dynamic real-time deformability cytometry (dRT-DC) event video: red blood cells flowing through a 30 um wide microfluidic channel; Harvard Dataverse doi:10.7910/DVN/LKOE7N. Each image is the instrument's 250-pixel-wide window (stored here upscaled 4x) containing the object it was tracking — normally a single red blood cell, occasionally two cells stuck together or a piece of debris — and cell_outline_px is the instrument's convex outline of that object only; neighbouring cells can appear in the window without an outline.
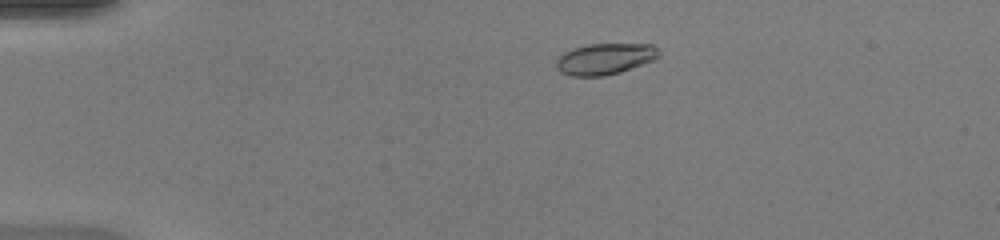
{"species": "common noctule bat (a hibernating species)", "species_latin": "Nyctalus noctula", "temperature_condition": "warm", "stored_images_in_passage": 45, "camera_frame_rate_fps": 3000, "um_per_image_px": 0.085, "animal": {"sex": "female", "body_mass_g": 20.0, "forearm_length_mm": 54.0}, "frame": {"image": 1, "passage_image": 6, "time_ms": 1.667, "image_size_px": [1000, 240], "cell_outline_px": [[660, 56], [652, 60], [620, 72], [604, 76], [572, 76], [560, 72], [556, 68], [556, 60], [564, 52], [572, 48], [588, 44], [652, 44], [660, 52]], "centroid_in_image_um": [51.39, 5.0], "position_along_channel_um": 33.6, "area_um2": 18.61}}
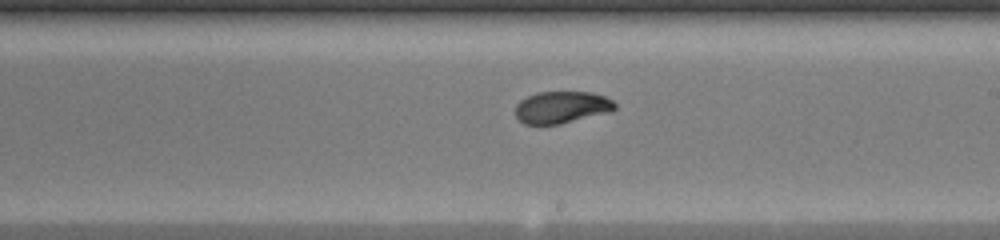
{"frame": {"image": 2, "passage_image": 25, "time_ms": 8.0, "image_size_px": [1000, 240], "cell_outline_px": [[616, 108], [612, 112], [560, 124], [524, 124], [516, 116], [516, 104], [520, 100], [536, 92], [588, 92], [604, 96], [612, 100], [616, 104]], "centroid_in_image_um": [47.76, 9.12], "position_along_channel_um": 241.2, "area_um2": 18.61}}
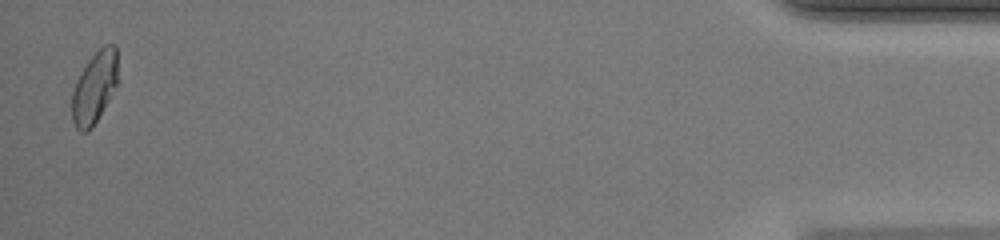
{"frame": {"image": 3, "passage_image": 44, "time_ms": 14.333, "image_size_px": [1000, 240], "cell_outline_px": [[120, 80], [92, 128], [88, 132], [80, 132], [76, 128], [72, 120], [72, 92], [76, 80], [88, 60], [104, 44], [116, 44]], "centroid_in_image_um": [8.06, 7.41], "position_along_channel_um": 427.1, "area_um2": 19.59}, "authors_computed_cell_mechanics": {"area_um2": 18.9584, "velocity_mm_per_s": 4.2418, "shape_relaxation_time_tau1_ms": 9.4168, "shape_relaxation_time_tau2_ms": 0.8551, "deformation_change_tau1": 0.2636, "deformation_change_tau2": 0.0299}}